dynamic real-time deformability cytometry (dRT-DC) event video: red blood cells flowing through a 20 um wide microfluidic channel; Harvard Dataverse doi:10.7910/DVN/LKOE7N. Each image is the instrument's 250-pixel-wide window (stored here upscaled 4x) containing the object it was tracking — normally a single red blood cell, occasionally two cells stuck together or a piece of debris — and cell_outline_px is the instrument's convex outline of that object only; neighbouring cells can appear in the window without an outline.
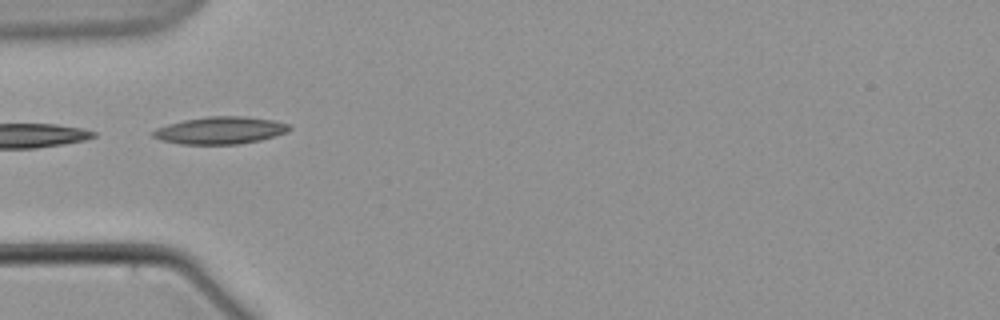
{"species": "common noctule bat (a hibernating species)", "species_latin": "Nyctalus noctula", "temperature_condition": "warm", "stored_images_in_passage": 4, "camera_frame_rate_fps": 3000, "um_per_image_px": 0.085, "animal": {"sex": "male", "body_mass_g": 21.5, "forearm_length_mm": 52.0}, "frame": {"image": 1, "passage_image": 1, "time_ms": 0.0, "image_size_px": [1000, 320], "cell_outline_px": [[292, 128], [288, 132], [260, 140], [236, 144], [180, 144], [160, 140], [152, 136], [148, 132], [156, 128], [168, 124], [184, 120], [208, 116], [244, 116], [272, 120], [288, 124]], "centroid_in_image_um": [18.68, 11.08], "position_along_channel_um": 66.3, "area_um2": 21.73}}
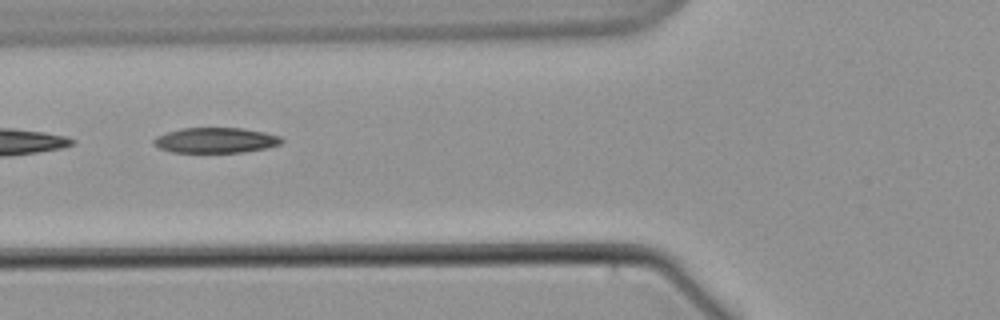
{"frame": {"image": 2, "passage_image": 2, "time_ms": 1.333, "image_size_px": [1000, 320], "cell_outline_px": [[284, 140], [280, 144], [264, 148], [244, 152], [172, 152], [160, 148], [152, 144], [152, 140], [156, 136], [180, 128], [244, 128], [264, 132], [280, 136]], "centroid_in_image_um": [18.31, 11.92], "position_along_channel_um": 107.5, "area_um2": 18.84}}